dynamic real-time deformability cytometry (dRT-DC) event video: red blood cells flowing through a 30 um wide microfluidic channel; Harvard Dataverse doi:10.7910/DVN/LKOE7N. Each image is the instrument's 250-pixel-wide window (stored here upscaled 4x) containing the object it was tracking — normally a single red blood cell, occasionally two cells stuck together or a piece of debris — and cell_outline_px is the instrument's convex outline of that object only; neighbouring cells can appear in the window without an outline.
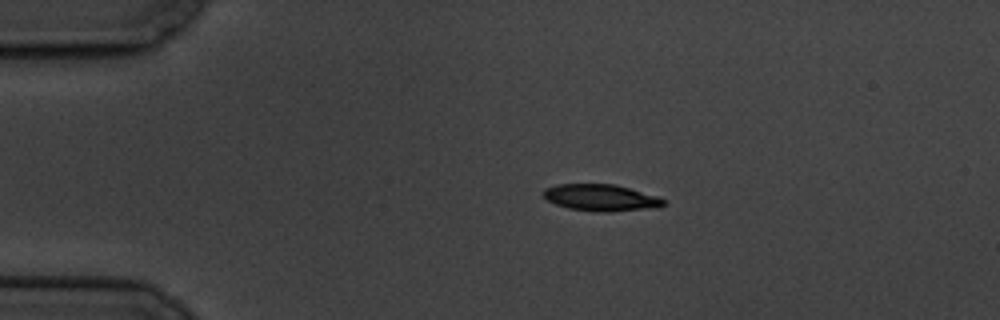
{"species": "common noctule bat (a hibernating species)", "species_latin": "Nyctalus noctula", "temperature_condition": "cold", "stored_images_in_passage": 9, "camera_frame_rate_fps": 3000, "um_per_image_px": 0.085, "animal": {"sex": "male", "body_mass_g": 19.5, "forearm_length_mm": 54.6}, "frame": {"image": 1, "passage_image": 1, "time_ms": 0.0, "image_size_px": [1000, 320], "cell_outline_px": [[668, 200], [660, 208], [604, 212], [600, 212], [568, 208], [556, 204], [548, 200], [544, 196], [544, 188], [556, 184], [612, 184], [628, 188], [656, 196]], "centroid_in_image_um": [51.11, 16.81], "position_along_channel_um": 33.9, "area_um2": 18.61}}
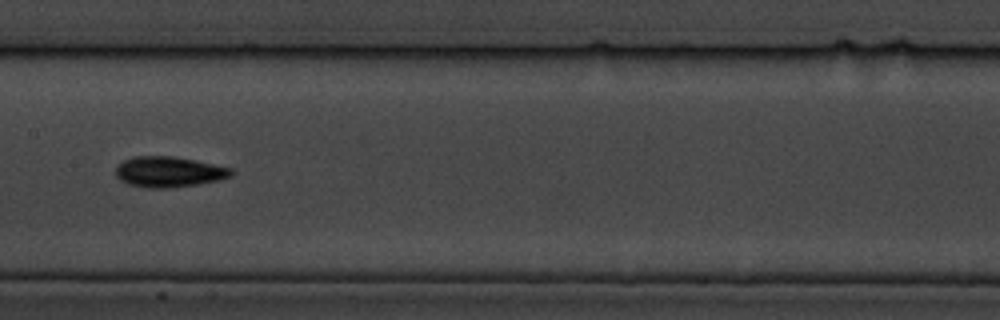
{"frame": {"image": 2, "passage_image": 6, "time_ms": 6.0, "image_size_px": [1000, 320], "cell_outline_px": [[236, 172], [232, 176], [220, 180], [172, 188], [148, 188], [128, 184], [120, 180], [116, 176], [116, 164], [132, 156], [172, 156], [196, 160], [232, 168]], "centroid_in_image_um": [14.36, 14.6], "position_along_channel_um": 193.0, "area_um2": 20.87}}
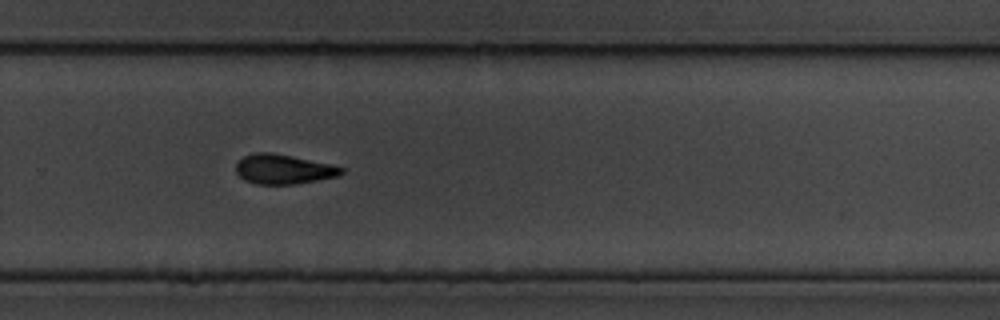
{"frame": {"image": 3, "passage_image": 9, "time_ms": 9.333, "image_size_px": [1000, 320], "cell_outline_px": [[344, 172], [340, 176], [296, 184], [256, 184], [244, 180], [236, 172], [236, 164], [244, 156], [256, 152], [272, 152], [332, 164], [344, 168]], "centroid_in_image_um": [24.12, 14.38], "position_along_channel_um": 305.7, "area_um2": 18.32}}